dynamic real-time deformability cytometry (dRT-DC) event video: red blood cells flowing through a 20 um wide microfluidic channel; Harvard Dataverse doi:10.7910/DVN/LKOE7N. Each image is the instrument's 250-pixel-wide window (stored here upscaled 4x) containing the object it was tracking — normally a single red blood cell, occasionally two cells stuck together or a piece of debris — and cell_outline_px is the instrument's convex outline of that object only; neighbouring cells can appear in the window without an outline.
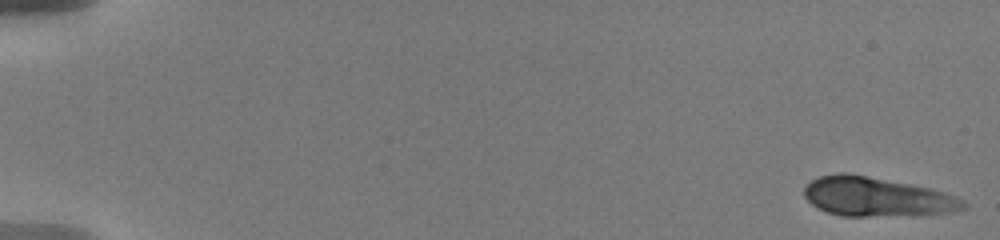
{"species": "human", "species_latin": "Homo sapiens", "temperature_condition": "warm", "stored_images_in_passage": 18, "camera_frame_rate_fps": 3000, "um_per_image_px": 0.085, "donor": {"sex": "male"}, "frame": {"image": 1, "passage_image": 1, "time_ms": 0.0, "image_size_px": [1000, 240], "cell_outline_px": [[968, 208], [948, 212], [868, 216], [840, 216], [816, 208], [804, 196], [804, 188], [812, 180], [820, 176], [840, 172], [844, 172], [908, 184], [928, 188], [944, 192], [968, 204]], "centroid_in_image_um": [74.44, 16.73], "position_along_channel_um": 10.6, "area_um2": 35.49}}
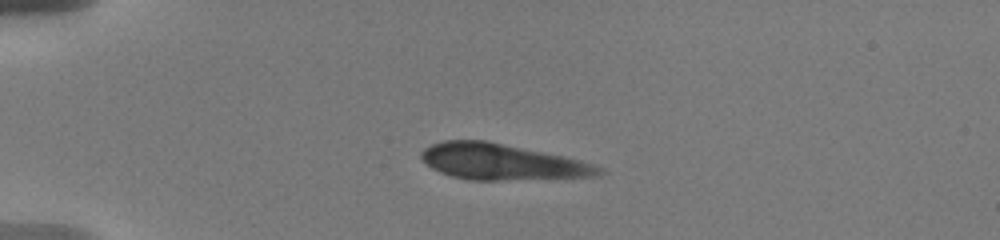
{"frame": {"image": 2, "passage_image": 13, "time_ms": 4.333, "image_size_px": [1000, 240], "cell_outline_px": [[608, 172], [600, 176], [496, 180], [468, 180], [452, 176], [440, 172], [432, 168], [420, 156], [420, 152], [424, 148], [432, 144], [444, 140], [484, 140], [564, 156], [596, 164], [604, 168]], "centroid_in_image_um": [42.7, 13.76], "position_along_channel_um": 42.3, "area_um2": 37.17}}
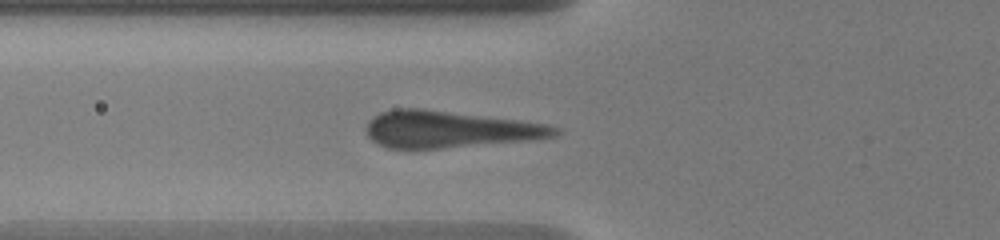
{"frame": {"image": 3, "passage_image": 18, "time_ms": 6.667, "image_size_px": [1000, 240], "cell_outline_px": [[564, 132], [560, 136], [532, 140], [440, 148], [388, 148], [372, 140], [368, 136], [364, 128], [368, 120], [380, 112], [392, 108], [424, 108], [520, 120], [548, 124], [560, 128]], "centroid_in_image_um": [38.25, 10.98], "position_along_channel_um": 87.6, "area_um2": 40.98}}